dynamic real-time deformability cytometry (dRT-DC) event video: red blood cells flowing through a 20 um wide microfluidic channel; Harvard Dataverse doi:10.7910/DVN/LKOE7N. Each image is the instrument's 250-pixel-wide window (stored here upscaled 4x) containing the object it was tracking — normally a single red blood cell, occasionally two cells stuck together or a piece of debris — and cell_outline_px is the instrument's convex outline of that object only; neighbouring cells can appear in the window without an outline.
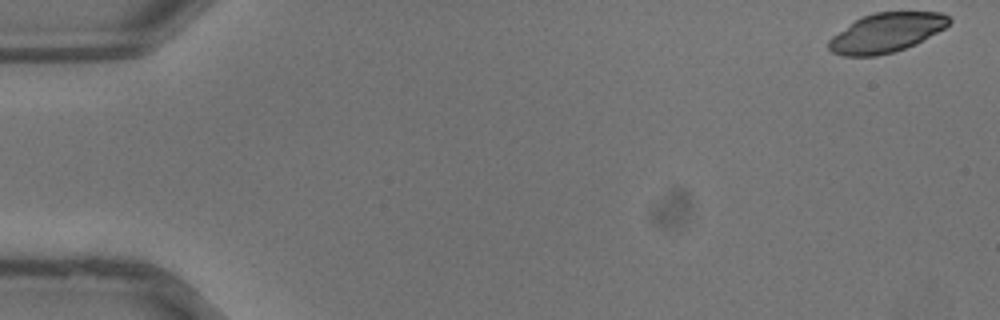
{"species": "common noctule bat (a hibernating species)", "species_latin": "Nyctalus noctula", "temperature_condition": "warm", "stored_images_in_passage": 14, "camera_frame_rate_fps": 3000, "um_per_image_px": 0.085, "animal": {"sex": "male", "body_mass_g": 13.3}, "frame": {"image": 1, "passage_image": 1, "time_ms": 0.0, "image_size_px": [1000, 320], "cell_outline_px": [[952, 20], [944, 28], [916, 44], [892, 52], [876, 56], [844, 56], [832, 52], [828, 48], [828, 40], [832, 36], [860, 16], [876, 12], [940, 12], [948, 16]], "centroid_in_image_um": [75.31, 2.77], "position_along_channel_um": 9.7, "area_um2": 27.46}}
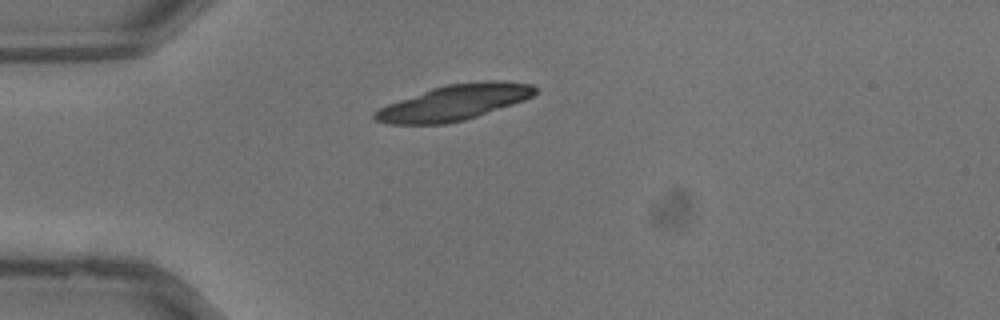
{"frame": {"image": 2, "passage_image": 10, "time_ms": 3.0, "image_size_px": [1000, 320], "cell_outline_px": [[536, 92], [532, 96], [524, 100], [464, 120], [444, 124], [388, 124], [376, 120], [372, 116], [372, 112], [388, 104], [432, 88], [444, 84], [484, 80], [504, 80], [532, 84], [536, 88]], "centroid_in_image_um": [38.61, 8.7], "position_along_channel_um": 46.4, "area_um2": 33.06}}
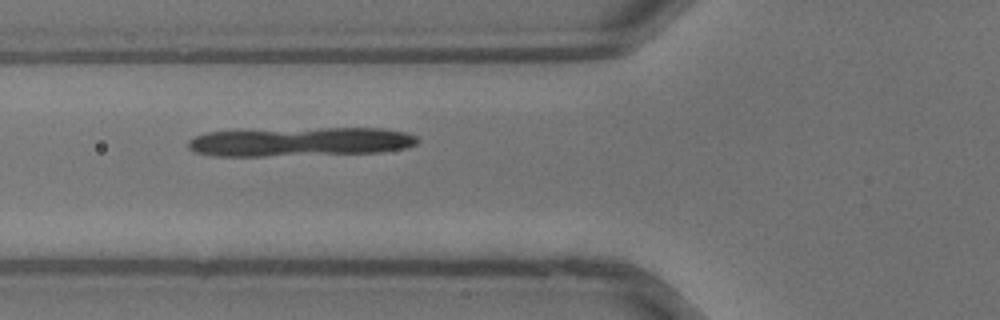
{"frame": {"image": 3, "passage_image": 14, "time_ms": 4.333, "image_size_px": [1000, 320], "cell_outline_px": [[420, 140], [416, 144], [404, 148], [380, 152], [264, 156], [212, 156], [192, 152], [188, 148], [188, 140], [196, 136], [208, 132], [320, 128], [380, 128], [408, 132], [416, 136]], "centroid_in_image_um": [25.53, 12.06], "position_along_channel_um": 100.3, "area_um2": 38.73}}